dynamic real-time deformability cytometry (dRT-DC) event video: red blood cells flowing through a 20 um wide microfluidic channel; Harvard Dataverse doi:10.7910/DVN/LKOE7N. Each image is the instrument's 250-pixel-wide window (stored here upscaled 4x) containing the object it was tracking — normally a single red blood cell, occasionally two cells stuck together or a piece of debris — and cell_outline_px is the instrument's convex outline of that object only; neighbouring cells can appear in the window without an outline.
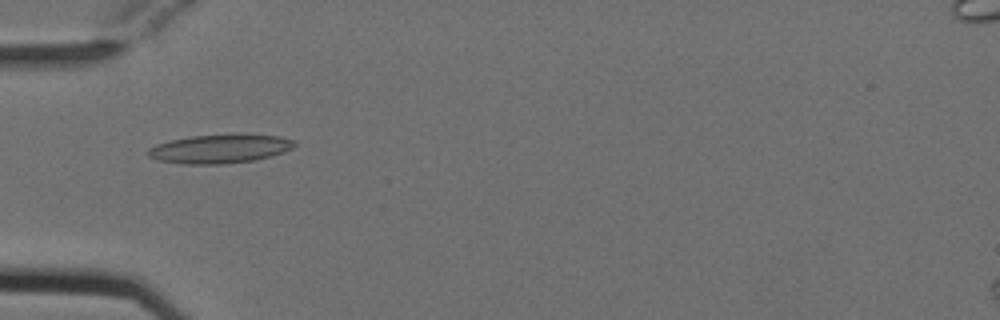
{"species": "Egyptian fruit bat (a non-hibernating species)", "species_latin": "Rousettus aegyptiacus", "temperature_condition": "cold", "stored_images_in_passage": 41, "camera_frame_rate_fps": 3000, "um_per_image_px": 0.085, "animal": {"sex": "female"}, "frame": {"image": 1, "passage_image": 5, "time_ms": 1.333, "image_size_px": [1000, 320], "cell_outline_px": [[296, 144], [292, 148], [284, 152], [252, 160], [220, 164], [184, 164], [156, 160], [148, 156], [148, 148], [156, 144], [172, 140], [192, 136], [236, 132], [244, 132], [276, 136], [292, 140]], "centroid_in_image_um": [18.67, 12.61], "position_along_channel_um": 66.3, "area_um2": 24.91}}
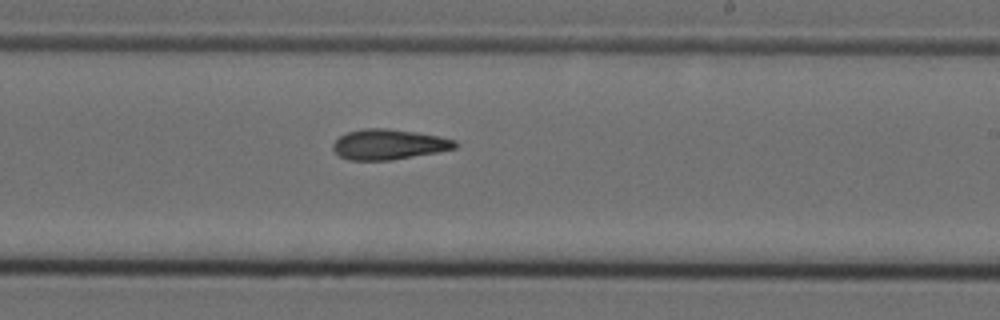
{"frame": {"image": 2, "passage_image": 20, "time_ms": 6.333, "image_size_px": [1000, 320], "cell_outline_px": [[460, 144], [456, 148], [436, 152], [392, 160], [348, 160], [340, 156], [332, 148], [332, 144], [340, 136], [348, 132], [364, 128], [384, 128], [416, 132], [456, 140]], "centroid_in_image_um": [33.04, 12.27], "position_along_channel_um": 256.0, "area_um2": 21.44}}
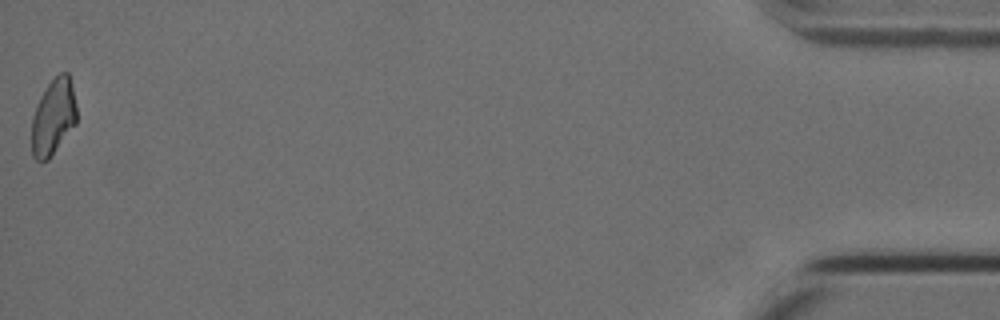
{"frame": {"image": 3, "passage_image": 41, "time_ms": 13.333, "image_size_px": [1000, 320], "cell_outline_px": [[76, 124], [48, 160], [36, 160], [32, 156], [32, 116], [36, 104], [40, 96], [48, 84], [60, 72], [68, 72], [72, 84], [76, 104]], "centroid_in_image_um": [4.53, 9.93], "position_along_channel_um": 430.7, "area_um2": 20.0}, "authors_computed_cell_mechanics": {"area_um2": 21.1548, "velocity_mm_per_s": 3.8009, "shape_relaxation_time_tau1_ms": null, "shape_relaxation_time_tau2_ms": 8.4402, "deformation_change_tau1": null, "deformation_change_tau2": 0.194}}